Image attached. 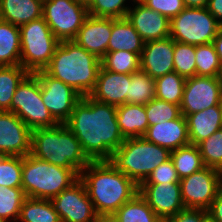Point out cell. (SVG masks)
Segmentation results:
<instances>
[{
  "label": "cell",
  "instance_id": "3",
  "mask_svg": "<svg viewBox=\"0 0 222 222\" xmlns=\"http://www.w3.org/2000/svg\"><path fill=\"white\" fill-rule=\"evenodd\" d=\"M100 68L101 59L71 40L59 43L44 71L84 97L93 91Z\"/></svg>",
  "mask_w": 222,
  "mask_h": 222
},
{
  "label": "cell",
  "instance_id": "11",
  "mask_svg": "<svg viewBox=\"0 0 222 222\" xmlns=\"http://www.w3.org/2000/svg\"><path fill=\"white\" fill-rule=\"evenodd\" d=\"M180 186L186 208L207 210L222 190V172L205 166L180 179Z\"/></svg>",
  "mask_w": 222,
  "mask_h": 222
},
{
  "label": "cell",
  "instance_id": "47",
  "mask_svg": "<svg viewBox=\"0 0 222 222\" xmlns=\"http://www.w3.org/2000/svg\"><path fill=\"white\" fill-rule=\"evenodd\" d=\"M209 0H183L185 7L204 8L208 6Z\"/></svg>",
  "mask_w": 222,
  "mask_h": 222
},
{
  "label": "cell",
  "instance_id": "18",
  "mask_svg": "<svg viewBox=\"0 0 222 222\" xmlns=\"http://www.w3.org/2000/svg\"><path fill=\"white\" fill-rule=\"evenodd\" d=\"M134 2L138 5L128 10L126 18L145 42L170 36V20L167 17L148 8L140 0Z\"/></svg>",
  "mask_w": 222,
  "mask_h": 222
},
{
  "label": "cell",
  "instance_id": "20",
  "mask_svg": "<svg viewBox=\"0 0 222 222\" xmlns=\"http://www.w3.org/2000/svg\"><path fill=\"white\" fill-rule=\"evenodd\" d=\"M131 74L114 73L99 69L97 81L89 96L99 102L113 106H121L127 103Z\"/></svg>",
  "mask_w": 222,
  "mask_h": 222
},
{
  "label": "cell",
  "instance_id": "17",
  "mask_svg": "<svg viewBox=\"0 0 222 222\" xmlns=\"http://www.w3.org/2000/svg\"><path fill=\"white\" fill-rule=\"evenodd\" d=\"M175 41L169 36L145 42L140 55V70L153 79L174 72Z\"/></svg>",
  "mask_w": 222,
  "mask_h": 222
},
{
  "label": "cell",
  "instance_id": "46",
  "mask_svg": "<svg viewBox=\"0 0 222 222\" xmlns=\"http://www.w3.org/2000/svg\"><path fill=\"white\" fill-rule=\"evenodd\" d=\"M215 51L219 56L220 62L222 64V28L218 31L216 37L212 41Z\"/></svg>",
  "mask_w": 222,
  "mask_h": 222
},
{
  "label": "cell",
  "instance_id": "28",
  "mask_svg": "<svg viewBox=\"0 0 222 222\" xmlns=\"http://www.w3.org/2000/svg\"><path fill=\"white\" fill-rule=\"evenodd\" d=\"M18 220L22 222H61L50 200L28 197L21 206Z\"/></svg>",
  "mask_w": 222,
  "mask_h": 222
},
{
  "label": "cell",
  "instance_id": "10",
  "mask_svg": "<svg viewBox=\"0 0 222 222\" xmlns=\"http://www.w3.org/2000/svg\"><path fill=\"white\" fill-rule=\"evenodd\" d=\"M88 15L82 0L43 1L42 17L60 42L74 40Z\"/></svg>",
  "mask_w": 222,
  "mask_h": 222
},
{
  "label": "cell",
  "instance_id": "8",
  "mask_svg": "<svg viewBox=\"0 0 222 222\" xmlns=\"http://www.w3.org/2000/svg\"><path fill=\"white\" fill-rule=\"evenodd\" d=\"M221 28L207 7H185L170 19V37L174 41L195 46L211 43Z\"/></svg>",
  "mask_w": 222,
  "mask_h": 222
},
{
  "label": "cell",
  "instance_id": "30",
  "mask_svg": "<svg viewBox=\"0 0 222 222\" xmlns=\"http://www.w3.org/2000/svg\"><path fill=\"white\" fill-rule=\"evenodd\" d=\"M171 159L180 179L205 167L197 145L189 144L171 151Z\"/></svg>",
  "mask_w": 222,
  "mask_h": 222
},
{
  "label": "cell",
  "instance_id": "40",
  "mask_svg": "<svg viewBox=\"0 0 222 222\" xmlns=\"http://www.w3.org/2000/svg\"><path fill=\"white\" fill-rule=\"evenodd\" d=\"M125 1L126 0H89L87 2L88 14L95 17L113 19L126 18L129 8L124 6Z\"/></svg>",
  "mask_w": 222,
  "mask_h": 222
},
{
  "label": "cell",
  "instance_id": "6",
  "mask_svg": "<svg viewBox=\"0 0 222 222\" xmlns=\"http://www.w3.org/2000/svg\"><path fill=\"white\" fill-rule=\"evenodd\" d=\"M77 169H67L36 158L23 157L22 190L26 197L50 200L79 179Z\"/></svg>",
  "mask_w": 222,
  "mask_h": 222
},
{
  "label": "cell",
  "instance_id": "31",
  "mask_svg": "<svg viewBox=\"0 0 222 222\" xmlns=\"http://www.w3.org/2000/svg\"><path fill=\"white\" fill-rule=\"evenodd\" d=\"M186 78L171 72L155 79V98L180 106Z\"/></svg>",
  "mask_w": 222,
  "mask_h": 222
},
{
  "label": "cell",
  "instance_id": "5",
  "mask_svg": "<svg viewBox=\"0 0 222 222\" xmlns=\"http://www.w3.org/2000/svg\"><path fill=\"white\" fill-rule=\"evenodd\" d=\"M170 158L169 149L144 137H134L126 138L108 161L139 186L156 167Z\"/></svg>",
  "mask_w": 222,
  "mask_h": 222
},
{
  "label": "cell",
  "instance_id": "21",
  "mask_svg": "<svg viewBox=\"0 0 222 222\" xmlns=\"http://www.w3.org/2000/svg\"><path fill=\"white\" fill-rule=\"evenodd\" d=\"M143 137L147 141L165 147L170 151L191 144L187 121L183 115L177 119L149 126Z\"/></svg>",
  "mask_w": 222,
  "mask_h": 222
},
{
  "label": "cell",
  "instance_id": "50",
  "mask_svg": "<svg viewBox=\"0 0 222 222\" xmlns=\"http://www.w3.org/2000/svg\"><path fill=\"white\" fill-rule=\"evenodd\" d=\"M221 107H222V93H221V101H220Z\"/></svg>",
  "mask_w": 222,
  "mask_h": 222
},
{
  "label": "cell",
  "instance_id": "22",
  "mask_svg": "<svg viewBox=\"0 0 222 222\" xmlns=\"http://www.w3.org/2000/svg\"><path fill=\"white\" fill-rule=\"evenodd\" d=\"M188 136L192 145H198L222 128L221 104L203 111L188 114L186 117Z\"/></svg>",
  "mask_w": 222,
  "mask_h": 222
},
{
  "label": "cell",
  "instance_id": "24",
  "mask_svg": "<svg viewBox=\"0 0 222 222\" xmlns=\"http://www.w3.org/2000/svg\"><path fill=\"white\" fill-rule=\"evenodd\" d=\"M145 41L137 33L127 18H112V34L108 52L128 51L141 55Z\"/></svg>",
  "mask_w": 222,
  "mask_h": 222
},
{
  "label": "cell",
  "instance_id": "42",
  "mask_svg": "<svg viewBox=\"0 0 222 222\" xmlns=\"http://www.w3.org/2000/svg\"><path fill=\"white\" fill-rule=\"evenodd\" d=\"M148 8L164 15L169 20L178 15L185 5L183 0H140Z\"/></svg>",
  "mask_w": 222,
  "mask_h": 222
},
{
  "label": "cell",
  "instance_id": "34",
  "mask_svg": "<svg viewBox=\"0 0 222 222\" xmlns=\"http://www.w3.org/2000/svg\"><path fill=\"white\" fill-rule=\"evenodd\" d=\"M195 53L197 76L221 77L222 64L212 42L196 45Z\"/></svg>",
  "mask_w": 222,
  "mask_h": 222
},
{
  "label": "cell",
  "instance_id": "25",
  "mask_svg": "<svg viewBox=\"0 0 222 222\" xmlns=\"http://www.w3.org/2000/svg\"><path fill=\"white\" fill-rule=\"evenodd\" d=\"M117 124L123 137H143L149 127L145 105L126 103L117 107Z\"/></svg>",
  "mask_w": 222,
  "mask_h": 222
},
{
  "label": "cell",
  "instance_id": "1",
  "mask_svg": "<svg viewBox=\"0 0 222 222\" xmlns=\"http://www.w3.org/2000/svg\"><path fill=\"white\" fill-rule=\"evenodd\" d=\"M116 115V106L99 102L88 95L74 106L64 124L76 136L91 161L109 160L125 140Z\"/></svg>",
  "mask_w": 222,
  "mask_h": 222
},
{
  "label": "cell",
  "instance_id": "14",
  "mask_svg": "<svg viewBox=\"0 0 222 222\" xmlns=\"http://www.w3.org/2000/svg\"><path fill=\"white\" fill-rule=\"evenodd\" d=\"M221 77L193 76L186 78L180 104L184 117L217 106L221 101Z\"/></svg>",
  "mask_w": 222,
  "mask_h": 222
},
{
  "label": "cell",
  "instance_id": "48",
  "mask_svg": "<svg viewBox=\"0 0 222 222\" xmlns=\"http://www.w3.org/2000/svg\"><path fill=\"white\" fill-rule=\"evenodd\" d=\"M96 222H121V220L115 214H100Z\"/></svg>",
  "mask_w": 222,
  "mask_h": 222
},
{
  "label": "cell",
  "instance_id": "15",
  "mask_svg": "<svg viewBox=\"0 0 222 222\" xmlns=\"http://www.w3.org/2000/svg\"><path fill=\"white\" fill-rule=\"evenodd\" d=\"M139 194L163 222L186 208L180 183L140 184Z\"/></svg>",
  "mask_w": 222,
  "mask_h": 222
},
{
  "label": "cell",
  "instance_id": "27",
  "mask_svg": "<svg viewBox=\"0 0 222 222\" xmlns=\"http://www.w3.org/2000/svg\"><path fill=\"white\" fill-rule=\"evenodd\" d=\"M29 73L21 66H0V111L11 112V101L18 85Z\"/></svg>",
  "mask_w": 222,
  "mask_h": 222
},
{
  "label": "cell",
  "instance_id": "36",
  "mask_svg": "<svg viewBox=\"0 0 222 222\" xmlns=\"http://www.w3.org/2000/svg\"><path fill=\"white\" fill-rule=\"evenodd\" d=\"M26 198L22 188L0 186V217L6 221L10 217L18 220L21 206Z\"/></svg>",
  "mask_w": 222,
  "mask_h": 222
},
{
  "label": "cell",
  "instance_id": "41",
  "mask_svg": "<svg viewBox=\"0 0 222 222\" xmlns=\"http://www.w3.org/2000/svg\"><path fill=\"white\" fill-rule=\"evenodd\" d=\"M163 183H180V178L177 174V171L171 158L156 167L153 172L147 177V179L141 184Z\"/></svg>",
  "mask_w": 222,
  "mask_h": 222
},
{
  "label": "cell",
  "instance_id": "37",
  "mask_svg": "<svg viewBox=\"0 0 222 222\" xmlns=\"http://www.w3.org/2000/svg\"><path fill=\"white\" fill-rule=\"evenodd\" d=\"M174 72L185 78L196 76L195 45L175 41Z\"/></svg>",
  "mask_w": 222,
  "mask_h": 222
},
{
  "label": "cell",
  "instance_id": "35",
  "mask_svg": "<svg viewBox=\"0 0 222 222\" xmlns=\"http://www.w3.org/2000/svg\"><path fill=\"white\" fill-rule=\"evenodd\" d=\"M197 146L204 165L222 172V128Z\"/></svg>",
  "mask_w": 222,
  "mask_h": 222
},
{
  "label": "cell",
  "instance_id": "4",
  "mask_svg": "<svg viewBox=\"0 0 222 222\" xmlns=\"http://www.w3.org/2000/svg\"><path fill=\"white\" fill-rule=\"evenodd\" d=\"M30 154L57 166L77 169L80 173L91 162L65 124L32 130Z\"/></svg>",
  "mask_w": 222,
  "mask_h": 222
},
{
  "label": "cell",
  "instance_id": "32",
  "mask_svg": "<svg viewBox=\"0 0 222 222\" xmlns=\"http://www.w3.org/2000/svg\"><path fill=\"white\" fill-rule=\"evenodd\" d=\"M101 67L114 73L132 74L140 71V55L128 51L108 52L101 59Z\"/></svg>",
  "mask_w": 222,
  "mask_h": 222
},
{
  "label": "cell",
  "instance_id": "2",
  "mask_svg": "<svg viewBox=\"0 0 222 222\" xmlns=\"http://www.w3.org/2000/svg\"><path fill=\"white\" fill-rule=\"evenodd\" d=\"M83 170L79 178L98 215L114 214L139 193V186L108 160L91 161Z\"/></svg>",
  "mask_w": 222,
  "mask_h": 222
},
{
  "label": "cell",
  "instance_id": "9",
  "mask_svg": "<svg viewBox=\"0 0 222 222\" xmlns=\"http://www.w3.org/2000/svg\"><path fill=\"white\" fill-rule=\"evenodd\" d=\"M11 112L15 113L31 131L59 124L45 107L39 79L33 73H29L18 85L11 101Z\"/></svg>",
  "mask_w": 222,
  "mask_h": 222
},
{
  "label": "cell",
  "instance_id": "26",
  "mask_svg": "<svg viewBox=\"0 0 222 222\" xmlns=\"http://www.w3.org/2000/svg\"><path fill=\"white\" fill-rule=\"evenodd\" d=\"M20 56L19 26L0 19V66L20 65Z\"/></svg>",
  "mask_w": 222,
  "mask_h": 222
},
{
  "label": "cell",
  "instance_id": "16",
  "mask_svg": "<svg viewBox=\"0 0 222 222\" xmlns=\"http://www.w3.org/2000/svg\"><path fill=\"white\" fill-rule=\"evenodd\" d=\"M31 132L15 113L0 111V156L28 155L31 152Z\"/></svg>",
  "mask_w": 222,
  "mask_h": 222
},
{
  "label": "cell",
  "instance_id": "33",
  "mask_svg": "<svg viewBox=\"0 0 222 222\" xmlns=\"http://www.w3.org/2000/svg\"><path fill=\"white\" fill-rule=\"evenodd\" d=\"M155 79L143 71L131 74L127 103L146 105L155 98Z\"/></svg>",
  "mask_w": 222,
  "mask_h": 222
},
{
  "label": "cell",
  "instance_id": "49",
  "mask_svg": "<svg viewBox=\"0 0 222 222\" xmlns=\"http://www.w3.org/2000/svg\"><path fill=\"white\" fill-rule=\"evenodd\" d=\"M0 222H7V221L0 217Z\"/></svg>",
  "mask_w": 222,
  "mask_h": 222
},
{
  "label": "cell",
  "instance_id": "45",
  "mask_svg": "<svg viewBox=\"0 0 222 222\" xmlns=\"http://www.w3.org/2000/svg\"><path fill=\"white\" fill-rule=\"evenodd\" d=\"M207 9L222 26V0H209Z\"/></svg>",
  "mask_w": 222,
  "mask_h": 222
},
{
  "label": "cell",
  "instance_id": "43",
  "mask_svg": "<svg viewBox=\"0 0 222 222\" xmlns=\"http://www.w3.org/2000/svg\"><path fill=\"white\" fill-rule=\"evenodd\" d=\"M166 222H209V219L206 210L185 208Z\"/></svg>",
  "mask_w": 222,
  "mask_h": 222
},
{
  "label": "cell",
  "instance_id": "12",
  "mask_svg": "<svg viewBox=\"0 0 222 222\" xmlns=\"http://www.w3.org/2000/svg\"><path fill=\"white\" fill-rule=\"evenodd\" d=\"M34 74L39 79L45 107L59 124H64L82 96L69 85L48 75L44 70Z\"/></svg>",
  "mask_w": 222,
  "mask_h": 222
},
{
  "label": "cell",
  "instance_id": "7",
  "mask_svg": "<svg viewBox=\"0 0 222 222\" xmlns=\"http://www.w3.org/2000/svg\"><path fill=\"white\" fill-rule=\"evenodd\" d=\"M21 38L20 65L28 73L44 70L60 41L43 17L19 26Z\"/></svg>",
  "mask_w": 222,
  "mask_h": 222
},
{
  "label": "cell",
  "instance_id": "29",
  "mask_svg": "<svg viewBox=\"0 0 222 222\" xmlns=\"http://www.w3.org/2000/svg\"><path fill=\"white\" fill-rule=\"evenodd\" d=\"M114 214L121 222H163L139 193L124 203Z\"/></svg>",
  "mask_w": 222,
  "mask_h": 222
},
{
  "label": "cell",
  "instance_id": "13",
  "mask_svg": "<svg viewBox=\"0 0 222 222\" xmlns=\"http://www.w3.org/2000/svg\"><path fill=\"white\" fill-rule=\"evenodd\" d=\"M50 202L61 222H96L98 214L80 178Z\"/></svg>",
  "mask_w": 222,
  "mask_h": 222
},
{
  "label": "cell",
  "instance_id": "19",
  "mask_svg": "<svg viewBox=\"0 0 222 222\" xmlns=\"http://www.w3.org/2000/svg\"><path fill=\"white\" fill-rule=\"evenodd\" d=\"M112 34V18L88 15L73 40L99 59L107 53Z\"/></svg>",
  "mask_w": 222,
  "mask_h": 222
},
{
  "label": "cell",
  "instance_id": "44",
  "mask_svg": "<svg viewBox=\"0 0 222 222\" xmlns=\"http://www.w3.org/2000/svg\"><path fill=\"white\" fill-rule=\"evenodd\" d=\"M206 211L210 222H222V190Z\"/></svg>",
  "mask_w": 222,
  "mask_h": 222
},
{
  "label": "cell",
  "instance_id": "38",
  "mask_svg": "<svg viewBox=\"0 0 222 222\" xmlns=\"http://www.w3.org/2000/svg\"><path fill=\"white\" fill-rule=\"evenodd\" d=\"M23 157L0 156V186L22 188Z\"/></svg>",
  "mask_w": 222,
  "mask_h": 222
},
{
  "label": "cell",
  "instance_id": "23",
  "mask_svg": "<svg viewBox=\"0 0 222 222\" xmlns=\"http://www.w3.org/2000/svg\"><path fill=\"white\" fill-rule=\"evenodd\" d=\"M42 0H0V19L16 26L42 17Z\"/></svg>",
  "mask_w": 222,
  "mask_h": 222
},
{
  "label": "cell",
  "instance_id": "39",
  "mask_svg": "<svg viewBox=\"0 0 222 222\" xmlns=\"http://www.w3.org/2000/svg\"><path fill=\"white\" fill-rule=\"evenodd\" d=\"M145 111L149 126L177 119L182 115L180 106L157 98L145 105Z\"/></svg>",
  "mask_w": 222,
  "mask_h": 222
}]
</instances>
